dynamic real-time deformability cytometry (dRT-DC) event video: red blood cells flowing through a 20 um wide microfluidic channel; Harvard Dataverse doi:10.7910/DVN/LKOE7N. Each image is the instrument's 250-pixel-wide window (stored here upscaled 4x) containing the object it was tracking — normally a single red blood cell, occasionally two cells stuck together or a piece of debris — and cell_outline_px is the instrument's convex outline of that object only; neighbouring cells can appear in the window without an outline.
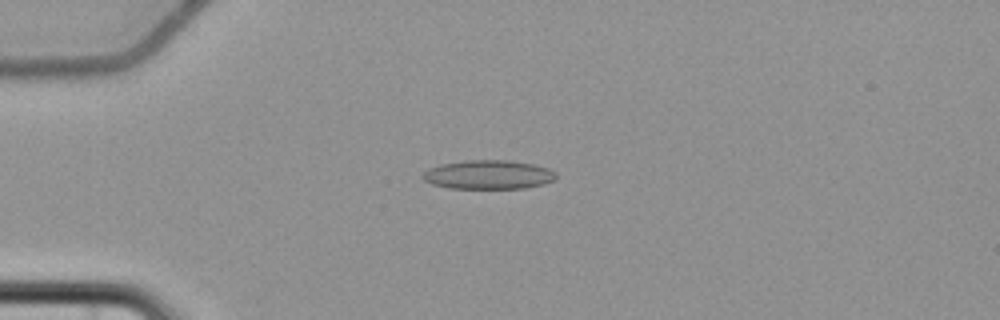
{"species": "common noctule bat (a hibernating species)", "species_latin": "Nyctalus noctula", "temperature_condition": "cold", "stored_images_in_passage": 6, "camera_frame_rate_fps": 3000, "um_per_image_px": 0.085, "animal": {"sex": "female", "body_mass_g": 22.7, "forearm_length_mm": 54.2}, "frame": {"image": 1, "passage_image": 4, "time_ms": 4.333, "image_size_px": [1000, 320], "cell_outline_px": [[556, 180], [544, 184], [524, 188], [448, 188], [432, 184], [424, 180], [420, 176], [428, 168], [440, 164], [464, 160], [508, 160], [532, 164], [548, 168], [556, 172]], "centroid_in_image_um": [41.5, 14.84], "position_along_channel_um": 43.5, "area_um2": 22.66}}
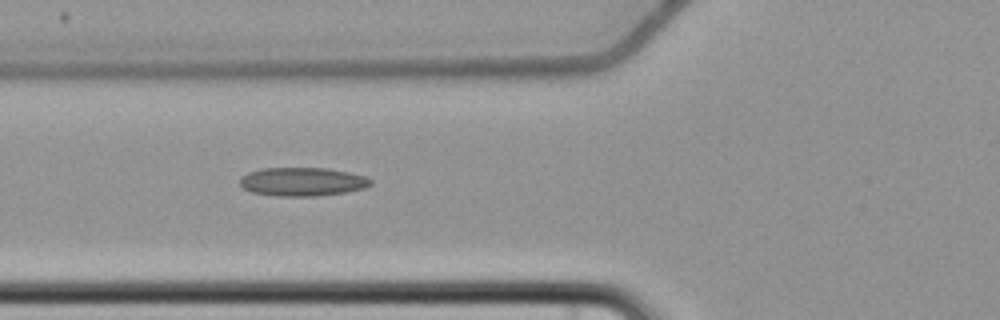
{"frame": {"image": 2, "passage_image": 6, "time_ms": 6.667, "image_size_px": [1000, 320], "cell_outline_px": [[372, 184], [364, 188], [348, 192], [316, 196], [280, 196], [252, 192], [244, 188], [240, 184], [240, 176], [248, 172], [260, 168], [328, 168], [348, 172], [364, 176], [372, 180]], "centroid_in_image_um": [25.7, 15.44], "position_along_channel_um": 100.1, "area_um2": 21.85}}